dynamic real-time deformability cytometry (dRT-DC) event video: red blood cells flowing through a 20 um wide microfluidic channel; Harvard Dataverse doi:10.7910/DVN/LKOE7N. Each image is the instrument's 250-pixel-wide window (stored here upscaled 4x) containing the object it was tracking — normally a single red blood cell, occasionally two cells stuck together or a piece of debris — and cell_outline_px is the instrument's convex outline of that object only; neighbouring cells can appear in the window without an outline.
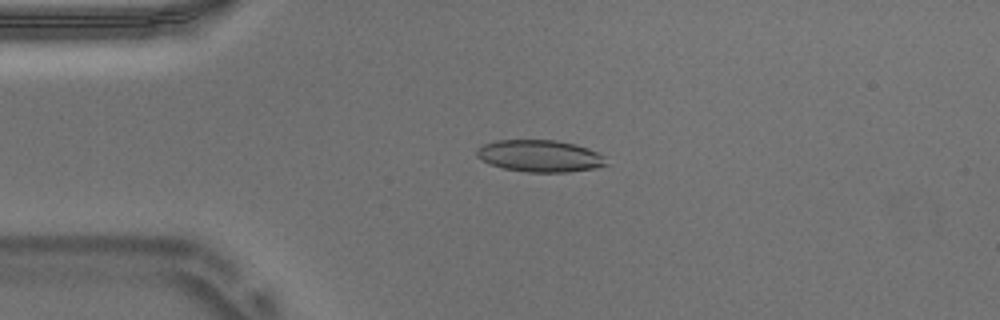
{"species": "Egyptian fruit bat (a non-hibernating species)", "species_latin": "Rousettus aegyptiacus", "temperature_condition": "warm", "stored_images_in_passage": 53, "camera_frame_rate_fps": 3000, "um_per_image_px": 0.085, "animal": {"sex": "male"}, "frame": {"image": 1, "passage_image": 12, "time_ms": 3.667, "image_size_px": [1000, 320], "cell_outline_px": [[608, 164], [596, 168], [568, 172], [528, 172], [504, 168], [480, 160], [476, 156], [476, 152], [484, 144], [496, 140], [556, 140], [576, 144], [588, 148], [604, 156]], "centroid_in_image_um": [45.91, 13.25], "position_along_channel_um": 39.1, "area_um2": 24.04}}
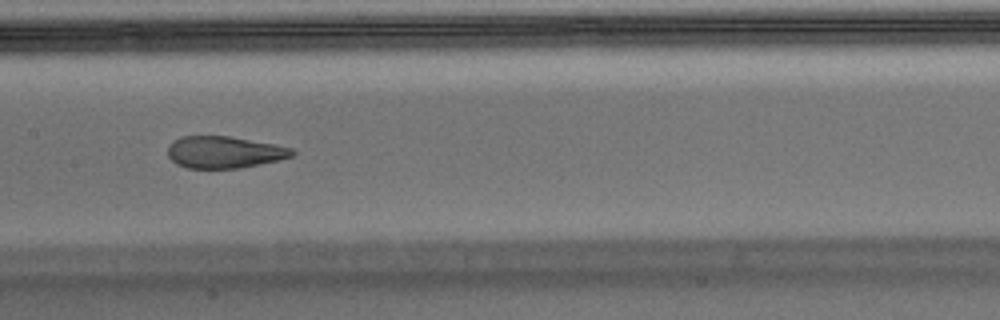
{"frame": {"image": 2, "passage_image": 26, "time_ms": 8.333, "image_size_px": [1000, 320], "cell_outline_px": [[296, 152], [292, 156], [280, 160], [240, 168], [188, 168], [176, 164], [168, 156], [168, 144], [172, 140], [180, 136], [228, 136], [272, 144], [292, 148]], "centroid_in_image_um": [19.03, 12.93], "position_along_channel_um": 188.4, "area_um2": 23.12}}
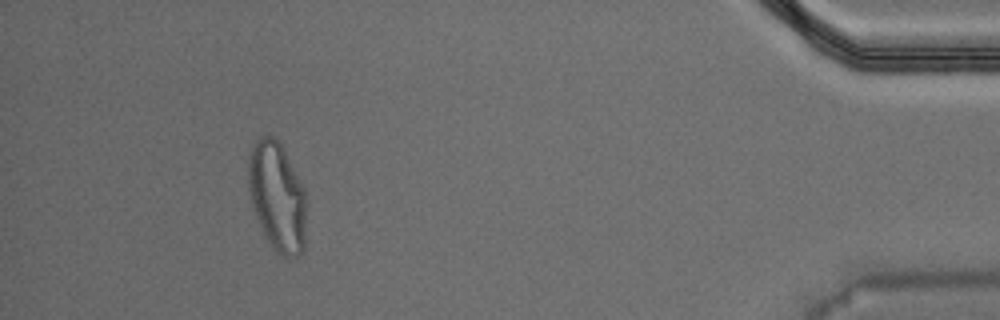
{"frame": {"image": 3, "passage_image": 49, "time_ms": 16.0, "image_size_px": [1000, 320], "cell_outline_px": [[304, 252], [292, 260], [276, 252], [272, 248], [264, 236], [256, 216], [252, 204], [248, 188], [248, 152], [252, 144], [260, 136], [276, 136], [280, 140], [304, 188]], "centroid_in_image_um": [23.53, 16.69], "position_along_channel_um": 411.7, "area_um2": 37.28}, "authors_computed_cell_mechanics": {"area_um2": 24.565, "velocity_mm_per_s": 3.7268, "shape_relaxation_time_tau1_ms": 10.5203, "shape_relaxation_time_tau2_ms": 1.1931, "deformation_change_tau1": 0.3089, "deformation_change_tau2": 0.0856}}